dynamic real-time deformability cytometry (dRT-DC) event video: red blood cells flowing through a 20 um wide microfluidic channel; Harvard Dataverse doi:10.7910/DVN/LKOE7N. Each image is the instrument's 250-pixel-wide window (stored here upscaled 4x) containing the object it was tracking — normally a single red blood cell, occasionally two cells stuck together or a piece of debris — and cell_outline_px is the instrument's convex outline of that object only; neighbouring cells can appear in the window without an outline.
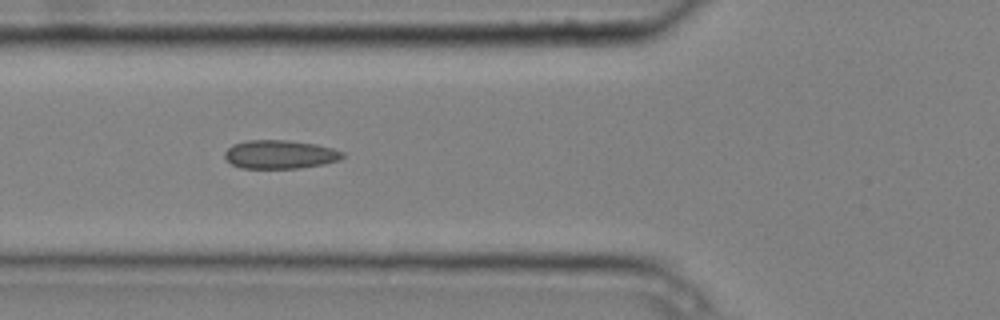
{"species": "common noctule bat (a hibernating species)", "species_latin": "Nyctalus noctula", "temperature_condition": "cold", "stored_images_in_passage": 8, "camera_frame_rate_fps": 3000, "um_per_image_px": 0.085, "animal": {"sex": "male", "body_mass_g": 20.4}, "frame": {"image": 1, "passage_image": 4, "time_ms": 1.0, "image_size_px": [1000, 320], "cell_outline_px": [[344, 156], [340, 160], [324, 164], [300, 168], [240, 168], [232, 164], [224, 156], [224, 152], [232, 144], [248, 140], [288, 140], [316, 144], [332, 148], [344, 152]], "centroid_in_image_um": [23.81, 13.12], "position_along_channel_um": 102.0, "area_um2": 19.71}}
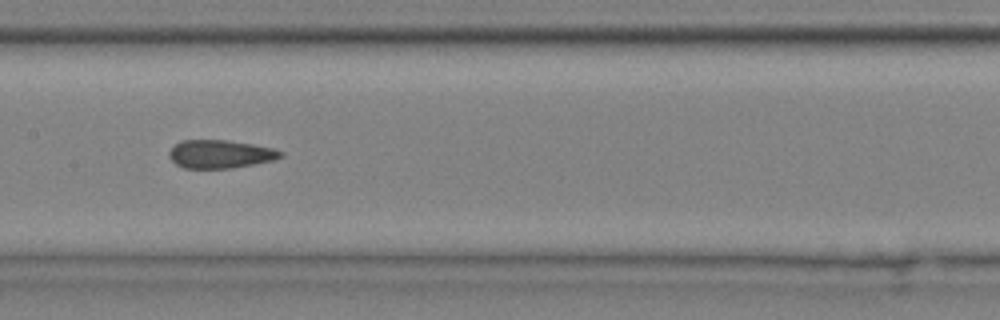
{"frame": {"image": 2, "passage_image": 6, "time_ms": 1.667, "image_size_px": [1000, 320], "cell_outline_px": [[284, 156], [272, 160], [232, 168], [184, 168], [176, 164], [168, 156], [168, 152], [180, 140], [228, 140], [252, 144], [272, 148], [284, 152]], "centroid_in_image_um": [18.71, 13.09], "position_along_channel_um": 188.7, "area_um2": 18.26}}
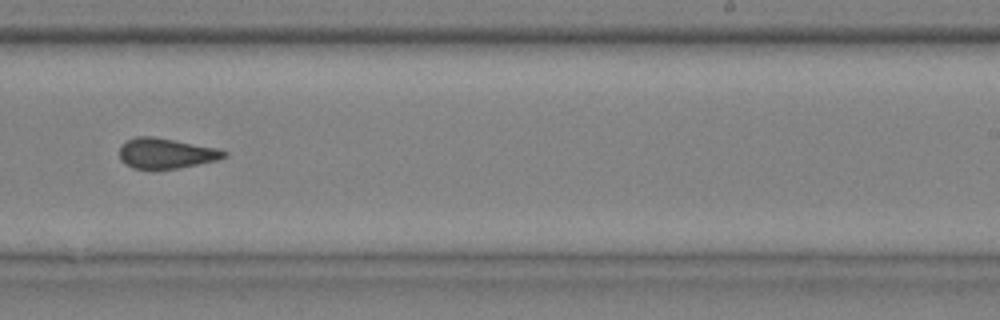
{"frame": {"image": 3, "passage_image": 8, "time_ms": 2.333, "image_size_px": [1000, 320], "cell_outline_px": [[228, 156], [216, 160], [156, 172], [152, 172], [132, 168], [124, 164], [120, 160], [120, 144], [136, 136], [152, 136], [216, 148], [228, 152]], "centroid_in_image_um": [14.03, 13.07], "position_along_channel_um": 275.0, "area_um2": 18.9}}